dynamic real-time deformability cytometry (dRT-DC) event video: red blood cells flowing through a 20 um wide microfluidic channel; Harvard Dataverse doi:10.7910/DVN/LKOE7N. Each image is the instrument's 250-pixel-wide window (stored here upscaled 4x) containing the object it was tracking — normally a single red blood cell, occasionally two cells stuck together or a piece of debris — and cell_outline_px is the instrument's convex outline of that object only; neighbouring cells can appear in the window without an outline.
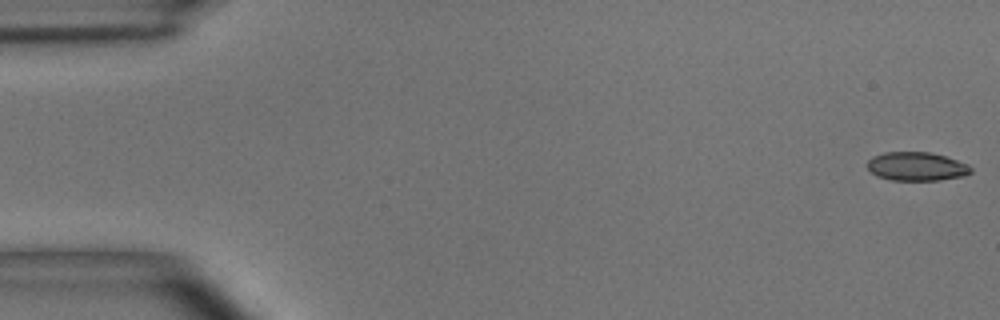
{"species": "common noctule bat (a hibernating species)", "species_latin": "Nyctalus noctula", "temperature_condition": "room temperature", "stored_images_in_passage": 54, "camera_frame_rate_fps": 3000, "um_per_image_px": 0.085, "animal": {"sex": "male", "body_mass_g": 15.6}, "frame": {"image": 1, "passage_image": 1, "time_ms": 0.0, "image_size_px": [1000, 320], "cell_outline_px": [[972, 172], [964, 176], [940, 180], [892, 180], [876, 176], [864, 164], [872, 156], [884, 152], [928, 152], [944, 156], [968, 164], [972, 168]], "centroid_in_image_um": [77.88, 14.15], "position_along_channel_um": 7.1, "area_um2": 17.4}}
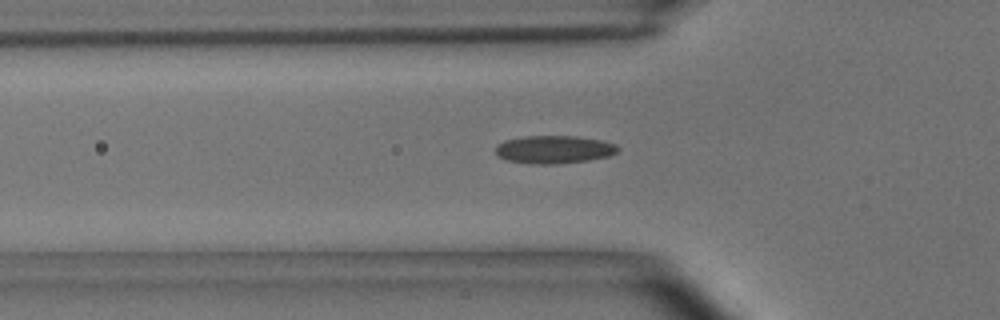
{"frame": {"image": 2, "passage_image": 18, "time_ms": 5.667, "image_size_px": [1000, 320], "cell_outline_px": [[620, 148], [616, 152], [608, 156], [588, 160], [556, 164], [532, 164], [504, 160], [496, 156], [496, 144], [504, 140], [524, 136], [576, 136], [600, 140], [616, 144]], "centroid_in_image_um": [47.04, 12.71], "position_along_channel_um": 78.8, "area_um2": 20.06}}
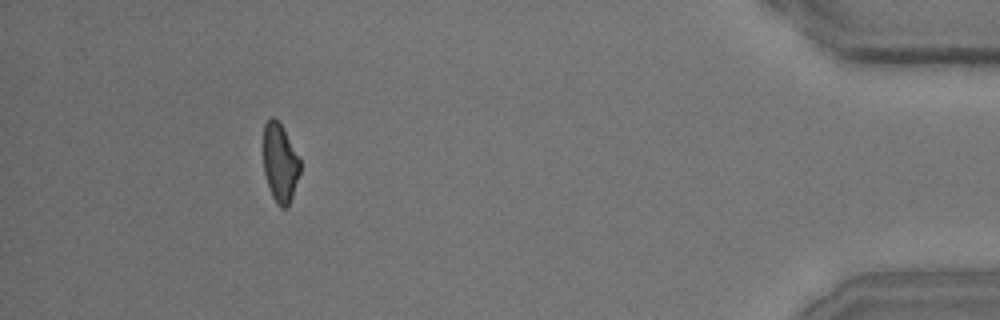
{"frame": {"image": 3, "passage_image": 50, "time_ms": 16.333, "image_size_px": [1000, 320], "cell_outline_px": [[300, 172], [288, 208], [280, 208], [276, 204], [272, 196], [264, 172], [264, 124], [272, 116], [280, 124], [300, 160]], "centroid_in_image_um": [23.8, 13.9], "position_along_channel_um": 411.4, "area_um2": 16.47}, "authors_computed_cell_mechanics": {"area_um2": 18.2648, "velocity_mm_per_s": 3.671, "shape_relaxation_time_tau1_ms": 5.0287, "shape_relaxation_time_tau2_ms": 1.7752, "deformation_change_tau1": 0.1448, "deformation_change_tau2": 0.0813}}